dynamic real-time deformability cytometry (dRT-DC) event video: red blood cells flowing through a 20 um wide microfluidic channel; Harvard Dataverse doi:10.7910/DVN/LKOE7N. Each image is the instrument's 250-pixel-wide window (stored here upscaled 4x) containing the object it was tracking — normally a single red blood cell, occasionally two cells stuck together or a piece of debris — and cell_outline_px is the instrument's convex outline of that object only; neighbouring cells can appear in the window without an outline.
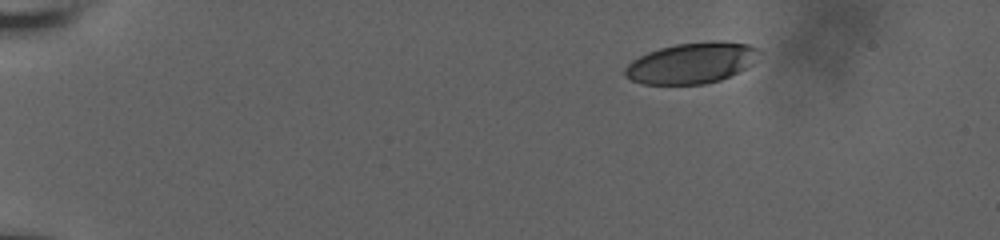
{"species": "human", "species_latin": "Homo sapiens", "temperature_condition": "room temperature", "stored_images_in_passage": 29, "camera_frame_rate_fps": 3000, "um_per_image_px": 0.085, "donor": {"sex": "male"}, "frame": {"image": 1, "passage_image": 1, "time_ms": 0.0, "image_size_px": [1000, 240], "cell_outline_px": [[760, 52], [752, 64], [748, 68], [740, 72], [720, 80], [704, 84], [644, 84], [632, 80], [624, 76], [624, 68], [632, 60], [648, 52], [660, 48], [676, 44], [712, 40], [724, 40], [748, 44], [756, 48]], "centroid_in_image_um": [58.8, 5.35], "position_along_channel_um": 26.2, "area_um2": 32.19}}
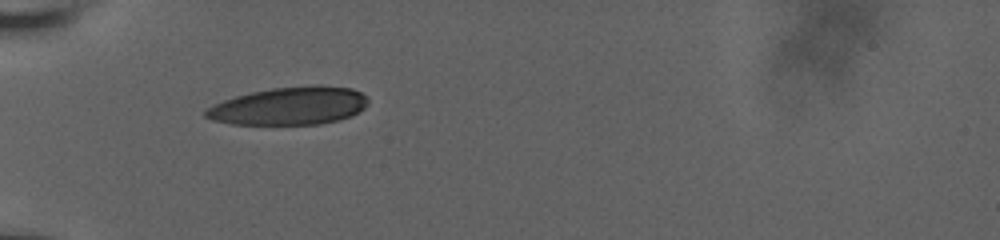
{"frame": {"image": 2, "passage_image": 24, "time_ms": 3.667, "image_size_px": [1000, 240], "cell_outline_px": [[368, 104], [364, 108], [352, 116], [320, 124], [232, 124], [212, 120], [204, 116], [204, 112], [212, 104], [236, 96], [252, 92], [272, 88], [316, 84], [320, 84], [352, 88], [360, 92], [368, 100]], "centroid_in_image_um": [24.61, 8.99], "position_along_channel_um": 60.4, "area_um2": 35.95}}